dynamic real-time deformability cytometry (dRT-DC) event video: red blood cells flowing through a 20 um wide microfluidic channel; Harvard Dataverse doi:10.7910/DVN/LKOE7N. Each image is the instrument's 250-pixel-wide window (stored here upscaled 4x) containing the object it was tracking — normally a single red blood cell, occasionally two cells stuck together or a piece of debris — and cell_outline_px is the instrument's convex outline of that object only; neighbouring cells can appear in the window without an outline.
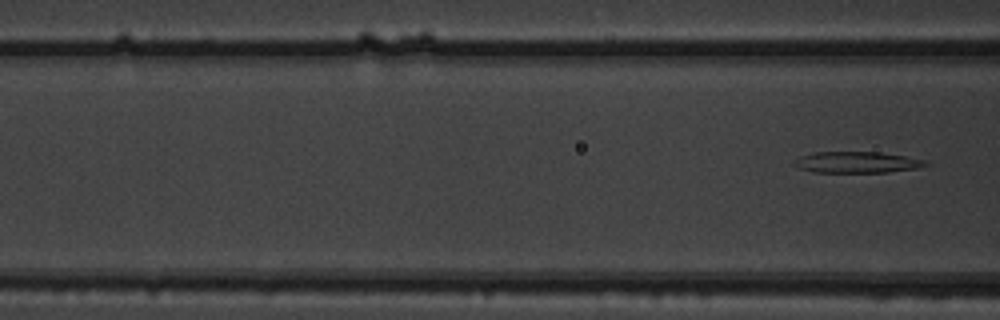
{"species": "common noctule bat (a hibernating species)", "species_latin": "Nyctalus noctula", "temperature_condition": "warm", "stored_images_in_passage": 5, "segment_of_instrument_passage": [2, 2], "camera_frame_rate_fps": 3000, "um_per_image_px": 0.085, "animal": {"sex": "male", "body_mass_g": 19.5, "forearm_length_mm": 54.6}, "frame": {"image": 1, "passage_image": 5, "time_ms": 1.333, "image_size_px": [1000, 320], "cell_outline_px": [[932, 164], [920, 168], [888, 172], [812, 172], [800, 168], [792, 164], [792, 160], [800, 156], [812, 152], [880, 152], [928, 160]], "centroid_in_image_um": [72.87, 13.79], "position_along_channel_um": 93.7, "area_um2": 16.53}}